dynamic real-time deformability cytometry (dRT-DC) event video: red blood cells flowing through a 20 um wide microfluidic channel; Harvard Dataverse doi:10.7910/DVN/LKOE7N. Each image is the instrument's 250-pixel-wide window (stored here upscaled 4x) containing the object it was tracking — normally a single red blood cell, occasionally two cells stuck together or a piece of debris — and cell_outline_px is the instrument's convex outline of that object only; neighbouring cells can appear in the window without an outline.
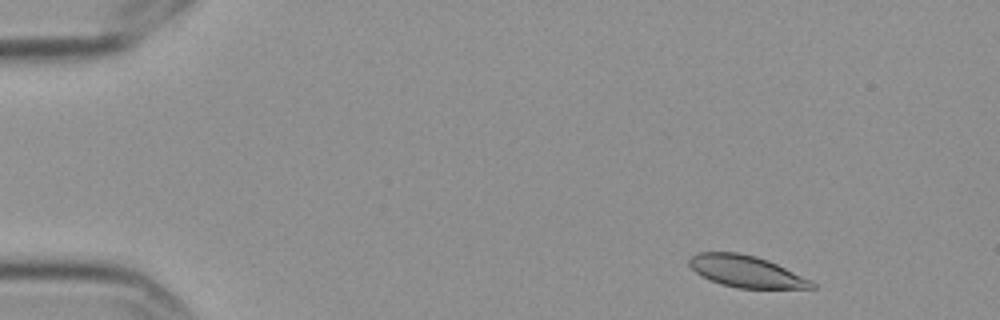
{"species": "Egyptian fruit bat (a non-hibernating species)", "species_latin": "Rousettus aegyptiacus", "temperature_condition": "cold", "stored_images_in_passage": 52, "camera_frame_rate_fps": 3000, "um_per_image_px": 0.085, "frame": {"image": 1, "passage_image": 1, "time_ms": 0.0, "image_size_px": [1000, 320], "cell_outline_px": [[816, 288], [736, 288], [720, 284], [700, 276], [688, 264], [688, 260], [692, 256], [700, 252], [740, 252], [756, 256], [768, 260], [812, 280], [816, 284]], "centroid_in_image_um": [63.42, 23.07], "position_along_channel_um": 21.6, "area_um2": 22.72}}
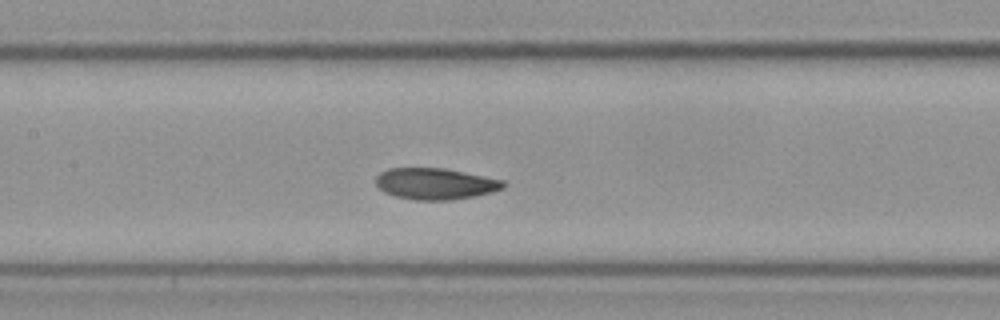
{"frame": {"image": 2, "passage_image": 22, "time_ms": 7.0, "image_size_px": [1000, 320], "cell_outline_px": [[504, 188], [492, 192], [476, 196], [452, 200], [416, 200], [396, 196], [384, 192], [376, 184], [376, 176], [380, 172], [388, 168], [444, 168], [504, 180]], "centroid_in_image_um": [37.0, 15.62], "position_along_channel_um": 170.4, "area_um2": 23.29}}
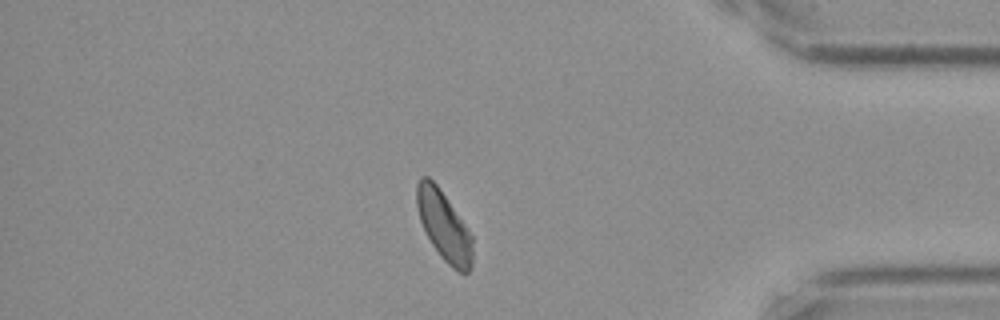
{"frame": {"image": 3, "passage_image": 44, "time_ms": 14.333, "image_size_px": [1000, 320], "cell_outline_px": [[472, 268], [464, 276], [452, 268], [440, 256], [432, 244], [420, 220], [416, 204], [416, 184], [420, 176], [428, 176], [436, 184], [472, 236]], "centroid_in_image_um": [37.73, 19.24], "position_along_channel_um": 397.5, "area_um2": 22.31}, "authors_computed_cell_mechanics": {"area_um2": 23.2356, "velocity_mm_per_s": 3.4913, "shape_relaxation_time_tau1_ms": 5.8628, "shape_relaxation_time_tau2_ms": 2.114, "deformation_change_tau1": 0.1372, "deformation_change_tau2": 0.0596}}